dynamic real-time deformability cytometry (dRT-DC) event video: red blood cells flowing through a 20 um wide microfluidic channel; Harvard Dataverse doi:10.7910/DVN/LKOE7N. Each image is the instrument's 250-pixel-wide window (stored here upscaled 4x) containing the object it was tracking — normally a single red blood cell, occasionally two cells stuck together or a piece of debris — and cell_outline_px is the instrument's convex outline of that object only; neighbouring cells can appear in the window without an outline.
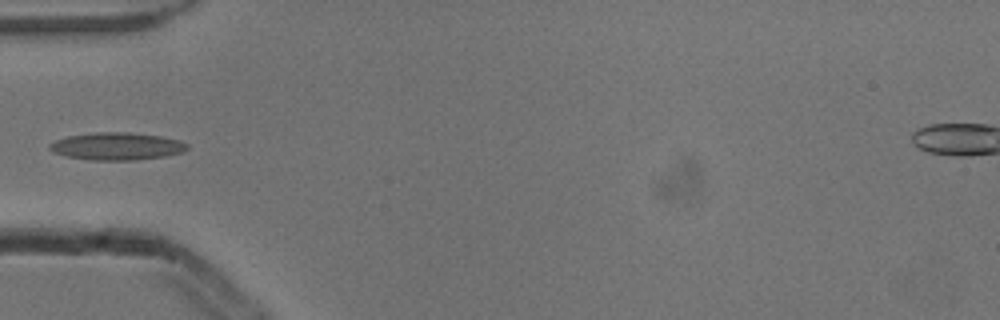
{"species": "common noctule bat (a hibernating species)", "species_latin": "Nyctalus noctula", "temperature_condition": "cold", "stored_images_in_passage": 2, "camera_frame_rate_fps": 3000, "um_per_image_px": 0.085, "animal": {"sex": "male", "body_mass_g": 13.3}, "frame": {"image": 1, "passage_image": 2, "time_ms": 0.333, "image_size_px": [1000, 320], "cell_outline_px": [[188, 148], [184, 152], [164, 156], [136, 160], [92, 160], [64, 156], [52, 152], [48, 148], [48, 144], [56, 140], [68, 136], [96, 132], [128, 132], [160, 136], [180, 140], [188, 144]], "centroid_in_image_um": [9.92, 12.43], "position_along_channel_um": 75.1, "area_um2": 22.14}}